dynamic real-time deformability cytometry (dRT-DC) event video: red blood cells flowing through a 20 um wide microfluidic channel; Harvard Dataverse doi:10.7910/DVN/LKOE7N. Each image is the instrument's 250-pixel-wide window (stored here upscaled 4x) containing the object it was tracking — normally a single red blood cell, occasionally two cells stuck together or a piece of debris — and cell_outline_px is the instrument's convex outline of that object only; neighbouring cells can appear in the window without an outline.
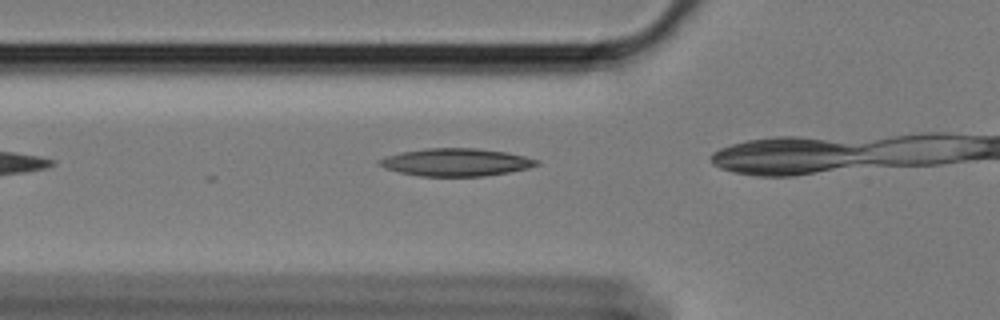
{"species": "Egyptian fruit bat (a non-hibernating species)", "species_latin": "Rousettus aegyptiacus", "temperature_condition": "cold", "stored_images_in_passage": 13, "camera_frame_rate_fps": 3000, "um_per_image_px": 0.085, "animal": {"sex": "female"}, "frame": {"image": 1, "passage_image": 3, "time_ms": 0.667, "image_size_px": [1000, 320], "cell_outline_px": [[540, 164], [528, 168], [508, 172], [484, 176], [420, 176], [400, 172], [384, 168], [376, 160], [400, 152], [428, 148], [476, 148], [504, 152], [524, 156], [540, 160]], "centroid_in_image_um": [38.76, 13.79], "position_along_channel_um": 87.0, "area_um2": 25.2}}